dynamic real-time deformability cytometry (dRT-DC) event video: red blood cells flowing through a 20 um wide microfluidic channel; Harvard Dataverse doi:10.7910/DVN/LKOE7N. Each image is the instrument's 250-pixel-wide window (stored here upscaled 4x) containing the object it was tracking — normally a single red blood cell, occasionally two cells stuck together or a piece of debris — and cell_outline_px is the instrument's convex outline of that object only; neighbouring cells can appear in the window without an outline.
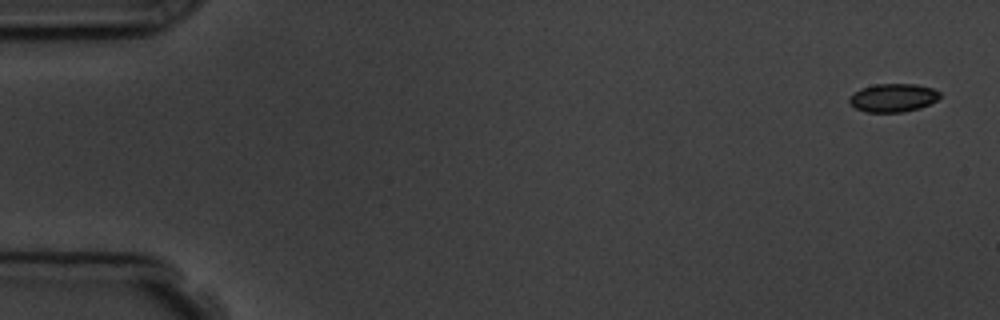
{"species": "common noctule bat (a hibernating species)", "species_latin": "Nyctalus noctula", "temperature_condition": "room temperature", "stored_images_in_passage": 5, "camera_frame_rate_fps": 3000, "um_per_image_px": 0.085, "animal": {"sex": "male", "body_mass_g": 19.5, "forearm_length_mm": 54.6}, "frame": {"image": 1, "passage_image": 1, "time_ms": 0.0, "image_size_px": [1000, 320], "cell_outline_px": [[940, 96], [936, 100], [920, 108], [904, 112], [864, 112], [848, 104], [848, 96], [860, 88], [876, 84], [916, 84], [932, 88], [940, 92]], "centroid_in_image_um": [75.86, 8.31], "position_along_channel_um": 9.1, "area_um2": 15.09}}
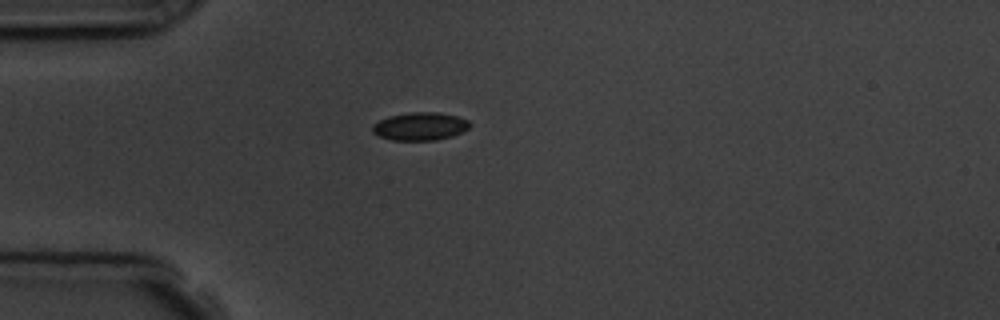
{"frame": {"image": 2, "passage_image": 5, "time_ms": 4.333, "image_size_px": [1000, 320], "cell_outline_px": [[472, 124], [468, 128], [452, 136], [436, 140], [392, 140], [380, 136], [372, 132], [372, 124], [388, 116], [412, 112], [436, 112], [456, 116], [468, 120]], "centroid_in_image_um": [35.69, 10.73], "position_along_channel_um": 49.3, "area_um2": 15.78}}